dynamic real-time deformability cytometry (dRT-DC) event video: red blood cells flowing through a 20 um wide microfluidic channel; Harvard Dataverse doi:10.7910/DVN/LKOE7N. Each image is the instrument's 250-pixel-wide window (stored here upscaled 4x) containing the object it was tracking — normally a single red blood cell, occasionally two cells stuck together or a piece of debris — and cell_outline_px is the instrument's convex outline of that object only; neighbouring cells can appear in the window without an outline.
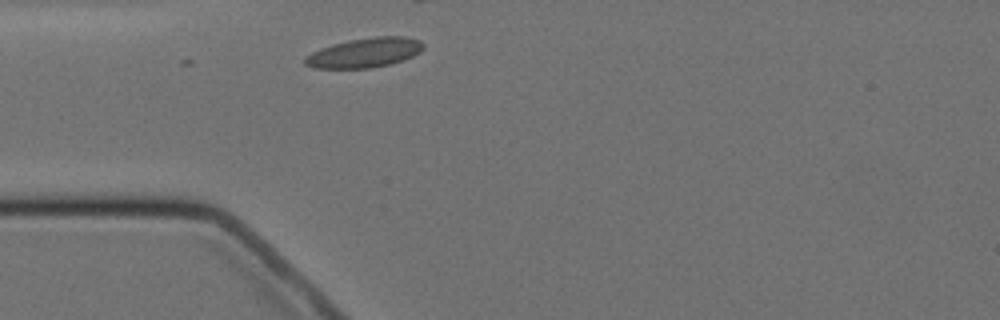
{"species": "Egyptian fruit bat (a non-hibernating species)", "species_latin": "Rousettus aegyptiacus", "temperature_condition": "cold", "stored_images_in_passage": 1, "camera_frame_rate_fps": 3000, "um_per_image_px": 0.085, "animal": {"sex": "female"}, "frame": {"image": 1, "passage_image": 1, "time_ms": 0.0, "image_size_px": [1000, 320], "cell_outline_px": [[424, 48], [420, 52], [412, 56], [388, 64], [368, 68], [312, 68], [304, 64], [304, 60], [312, 52], [320, 48], [332, 44], [348, 40], [376, 36], [408, 36], [420, 40], [424, 44]], "centroid_in_image_um": [31.0, 4.46], "position_along_channel_um": 54.0, "area_um2": 20.35}}